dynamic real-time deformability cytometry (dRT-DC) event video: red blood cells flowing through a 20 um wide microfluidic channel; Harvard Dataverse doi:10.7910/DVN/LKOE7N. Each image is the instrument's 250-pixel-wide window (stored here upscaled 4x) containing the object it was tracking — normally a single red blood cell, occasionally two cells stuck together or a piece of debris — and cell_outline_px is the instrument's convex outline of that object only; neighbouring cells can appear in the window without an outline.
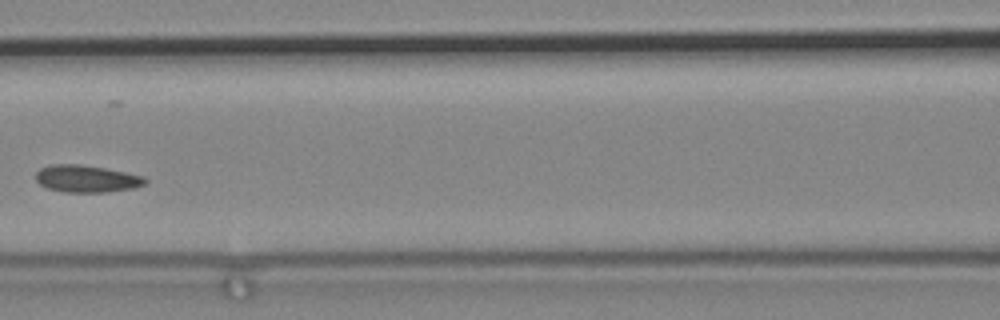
{"species": "common noctule bat (a hibernating species)", "species_latin": "Nyctalus noctula", "temperature_condition": "cold", "stored_images_in_passage": 6, "camera_frame_rate_fps": 3000, "um_per_image_px": 0.085, "animal": {"sex": "male", "body_mass_g": 19.2, "forearm_length_mm": 51.8}, "frame": {"image": 1, "passage_image": 5, "time_ms": 1.333, "image_size_px": [1000, 320], "cell_outline_px": [[148, 180], [144, 184], [136, 188], [108, 192], [64, 192], [48, 188], [40, 184], [36, 180], [36, 172], [40, 168], [48, 164], [80, 164], [104, 168], [144, 176]], "centroid_in_image_um": [7.36, 15.19], "position_along_channel_um": 159.2, "area_um2": 17.4}}
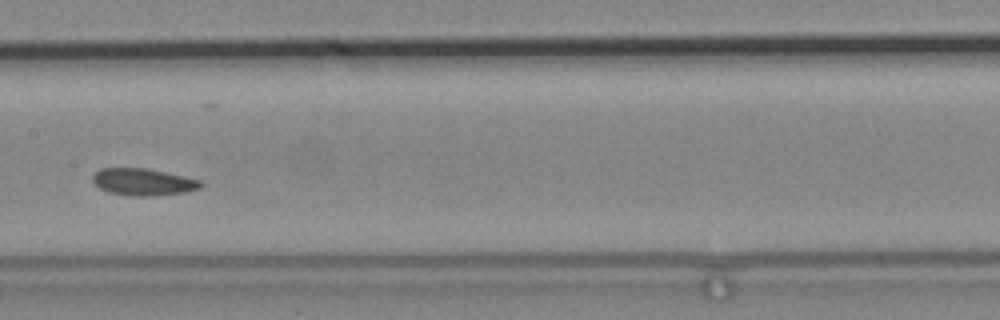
{"frame": {"image": 2, "passage_image": 6, "time_ms": 1.667, "image_size_px": [1000, 320], "cell_outline_px": [[204, 184], [200, 188], [184, 192], [152, 196], [136, 196], [108, 192], [100, 188], [92, 180], [92, 176], [100, 168], [148, 168], [184, 176], [200, 180]], "centroid_in_image_um": [12.18, 15.46], "position_along_channel_um": 195.2, "area_um2": 16.94}}